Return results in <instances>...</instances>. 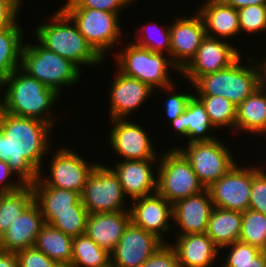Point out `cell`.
<instances>
[{"label": "cell", "mask_w": 266, "mask_h": 267, "mask_svg": "<svg viewBox=\"0 0 266 267\" xmlns=\"http://www.w3.org/2000/svg\"><path fill=\"white\" fill-rule=\"evenodd\" d=\"M214 204L208 189L199 194L180 199L173 204V222L178 233L185 235L194 233H206Z\"/></svg>", "instance_id": "ffe728a7"}, {"label": "cell", "mask_w": 266, "mask_h": 267, "mask_svg": "<svg viewBox=\"0 0 266 267\" xmlns=\"http://www.w3.org/2000/svg\"><path fill=\"white\" fill-rule=\"evenodd\" d=\"M193 14L176 17L170 24V58L180 71L195 56L206 36L201 16L196 10ZM188 16V17H187ZM176 19V20H175Z\"/></svg>", "instance_id": "e0dca14e"}, {"label": "cell", "mask_w": 266, "mask_h": 267, "mask_svg": "<svg viewBox=\"0 0 266 267\" xmlns=\"http://www.w3.org/2000/svg\"><path fill=\"white\" fill-rule=\"evenodd\" d=\"M255 58L241 55L227 68L200 76L192 84L194 95L222 96L238 106L261 86V67Z\"/></svg>", "instance_id": "277c9868"}, {"label": "cell", "mask_w": 266, "mask_h": 267, "mask_svg": "<svg viewBox=\"0 0 266 267\" xmlns=\"http://www.w3.org/2000/svg\"><path fill=\"white\" fill-rule=\"evenodd\" d=\"M132 201L128 202L131 203L129 206L131 223L154 234L164 243H170L167 238H170V229L172 230L173 204L157 192Z\"/></svg>", "instance_id": "2e32d148"}, {"label": "cell", "mask_w": 266, "mask_h": 267, "mask_svg": "<svg viewBox=\"0 0 266 267\" xmlns=\"http://www.w3.org/2000/svg\"><path fill=\"white\" fill-rule=\"evenodd\" d=\"M251 186L252 163L243 166L238 161L208 190L214 207L244 212L249 209Z\"/></svg>", "instance_id": "5bb4252c"}, {"label": "cell", "mask_w": 266, "mask_h": 267, "mask_svg": "<svg viewBox=\"0 0 266 267\" xmlns=\"http://www.w3.org/2000/svg\"><path fill=\"white\" fill-rule=\"evenodd\" d=\"M53 267H73L70 263H56Z\"/></svg>", "instance_id": "681fc988"}, {"label": "cell", "mask_w": 266, "mask_h": 267, "mask_svg": "<svg viewBox=\"0 0 266 267\" xmlns=\"http://www.w3.org/2000/svg\"><path fill=\"white\" fill-rule=\"evenodd\" d=\"M44 225L40 207L33 201L0 236V250L17 253L34 247Z\"/></svg>", "instance_id": "44dd1931"}, {"label": "cell", "mask_w": 266, "mask_h": 267, "mask_svg": "<svg viewBox=\"0 0 266 267\" xmlns=\"http://www.w3.org/2000/svg\"><path fill=\"white\" fill-rule=\"evenodd\" d=\"M0 267H18L16 252L0 250Z\"/></svg>", "instance_id": "bcb514c9"}, {"label": "cell", "mask_w": 266, "mask_h": 267, "mask_svg": "<svg viewBox=\"0 0 266 267\" xmlns=\"http://www.w3.org/2000/svg\"><path fill=\"white\" fill-rule=\"evenodd\" d=\"M61 9L73 20L78 31L104 60H108L110 53L122 45L124 28L121 26L123 23H120V14L90 8Z\"/></svg>", "instance_id": "52a82bcc"}, {"label": "cell", "mask_w": 266, "mask_h": 267, "mask_svg": "<svg viewBox=\"0 0 266 267\" xmlns=\"http://www.w3.org/2000/svg\"><path fill=\"white\" fill-rule=\"evenodd\" d=\"M16 255L18 267H53L56 264L35 246L20 250Z\"/></svg>", "instance_id": "7bdbcfd3"}, {"label": "cell", "mask_w": 266, "mask_h": 267, "mask_svg": "<svg viewBox=\"0 0 266 267\" xmlns=\"http://www.w3.org/2000/svg\"><path fill=\"white\" fill-rule=\"evenodd\" d=\"M240 242L250 244L266 251V215L247 209L242 212Z\"/></svg>", "instance_id": "d590c367"}, {"label": "cell", "mask_w": 266, "mask_h": 267, "mask_svg": "<svg viewBox=\"0 0 266 267\" xmlns=\"http://www.w3.org/2000/svg\"><path fill=\"white\" fill-rule=\"evenodd\" d=\"M35 27V38L48 50L82 67H102L106 62L78 31L73 20L61 9Z\"/></svg>", "instance_id": "3957f363"}, {"label": "cell", "mask_w": 266, "mask_h": 267, "mask_svg": "<svg viewBox=\"0 0 266 267\" xmlns=\"http://www.w3.org/2000/svg\"><path fill=\"white\" fill-rule=\"evenodd\" d=\"M110 132L108 134L109 147L117 157L124 160H146L159 159L160 151L152 143L149 132L137 121L132 119H113L108 120ZM158 154V155H157Z\"/></svg>", "instance_id": "7c38bea8"}, {"label": "cell", "mask_w": 266, "mask_h": 267, "mask_svg": "<svg viewBox=\"0 0 266 267\" xmlns=\"http://www.w3.org/2000/svg\"><path fill=\"white\" fill-rule=\"evenodd\" d=\"M23 0H0V29L12 26L21 17ZM22 7V8H21Z\"/></svg>", "instance_id": "ee69618b"}, {"label": "cell", "mask_w": 266, "mask_h": 267, "mask_svg": "<svg viewBox=\"0 0 266 267\" xmlns=\"http://www.w3.org/2000/svg\"><path fill=\"white\" fill-rule=\"evenodd\" d=\"M224 4L232 6L236 10L252 5H266V0H221Z\"/></svg>", "instance_id": "7dc6e473"}, {"label": "cell", "mask_w": 266, "mask_h": 267, "mask_svg": "<svg viewBox=\"0 0 266 267\" xmlns=\"http://www.w3.org/2000/svg\"><path fill=\"white\" fill-rule=\"evenodd\" d=\"M34 39L33 44L24 42L20 69L46 87L54 89L59 95L64 88L76 86L84 73L74 63L48 50Z\"/></svg>", "instance_id": "5b68a950"}, {"label": "cell", "mask_w": 266, "mask_h": 267, "mask_svg": "<svg viewBox=\"0 0 266 267\" xmlns=\"http://www.w3.org/2000/svg\"><path fill=\"white\" fill-rule=\"evenodd\" d=\"M130 42V43H129ZM125 47L113 53L116 66L123 74L137 78L149 85L154 92L174 84L172 72L180 75V69L172 62L169 55L152 52L129 41ZM122 49V50H121ZM171 70V71H170ZM173 70V71H172ZM171 72V74H169ZM173 82V83H172ZM158 90V91H157Z\"/></svg>", "instance_id": "8992f818"}, {"label": "cell", "mask_w": 266, "mask_h": 267, "mask_svg": "<svg viewBox=\"0 0 266 267\" xmlns=\"http://www.w3.org/2000/svg\"><path fill=\"white\" fill-rule=\"evenodd\" d=\"M33 201L31 184H25L14 192H0V236Z\"/></svg>", "instance_id": "4dcf8cb0"}, {"label": "cell", "mask_w": 266, "mask_h": 267, "mask_svg": "<svg viewBox=\"0 0 266 267\" xmlns=\"http://www.w3.org/2000/svg\"><path fill=\"white\" fill-rule=\"evenodd\" d=\"M205 106L212 125L217 129H229L235 134L237 105L222 96L195 95ZM232 131V132H231Z\"/></svg>", "instance_id": "d6a6232c"}, {"label": "cell", "mask_w": 266, "mask_h": 267, "mask_svg": "<svg viewBox=\"0 0 266 267\" xmlns=\"http://www.w3.org/2000/svg\"><path fill=\"white\" fill-rule=\"evenodd\" d=\"M240 47L233 42L206 35L195 56L180 71V76L191 86L200 76L225 69L234 63L242 55Z\"/></svg>", "instance_id": "4fadbf2b"}, {"label": "cell", "mask_w": 266, "mask_h": 267, "mask_svg": "<svg viewBox=\"0 0 266 267\" xmlns=\"http://www.w3.org/2000/svg\"><path fill=\"white\" fill-rule=\"evenodd\" d=\"M54 146L50 148V153L48 152V154L52 155L51 160L50 158L48 160L50 162L47 164L49 169V171H46L47 175L46 172L44 173L43 170H40L38 178L31 185H48L55 188L76 191L81 195L87 178L97 165V161L87 162L89 160L83 158L84 156H80V153L75 151V149L71 150L66 146L55 149Z\"/></svg>", "instance_id": "9c48e42d"}, {"label": "cell", "mask_w": 266, "mask_h": 267, "mask_svg": "<svg viewBox=\"0 0 266 267\" xmlns=\"http://www.w3.org/2000/svg\"><path fill=\"white\" fill-rule=\"evenodd\" d=\"M45 224L61 230L71 237L85 234L89 213L74 211L65 213H42Z\"/></svg>", "instance_id": "8d00e7d4"}, {"label": "cell", "mask_w": 266, "mask_h": 267, "mask_svg": "<svg viewBox=\"0 0 266 267\" xmlns=\"http://www.w3.org/2000/svg\"><path fill=\"white\" fill-rule=\"evenodd\" d=\"M115 70L109 86L108 120L128 119L156 93L137 78L129 77L118 69Z\"/></svg>", "instance_id": "9a60e30c"}, {"label": "cell", "mask_w": 266, "mask_h": 267, "mask_svg": "<svg viewBox=\"0 0 266 267\" xmlns=\"http://www.w3.org/2000/svg\"><path fill=\"white\" fill-rule=\"evenodd\" d=\"M111 263L110 253L96 244L86 234L73 237V267H105Z\"/></svg>", "instance_id": "1f68e13d"}, {"label": "cell", "mask_w": 266, "mask_h": 267, "mask_svg": "<svg viewBox=\"0 0 266 267\" xmlns=\"http://www.w3.org/2000/svg\"><path fill=\"white\" fill-rule=\"evenodd\" d=\"M189 161L193 171L205 189L225 175L236 163L235 154L230 144L218 137L212 141L191 142L179 148L174 145Z\"/></svg>", "instance_id": "30bf717a"}, {"label": "cell", "mask_w": 266, "mask_h": 267, "mask_svg": "<svg viewBox=\"0 0 266 267\" xmlns=\"http://www.w3.org/2000/svg\"><path fill=\"white\" fill-rule=\"evenodd\" d=\"M34 192V201L42 213H65L87 211L81 196L76 191L55 188L48 185H31Z\"/></svg>", "instance_id": "4316f807"}, {"label": "cell", "mask_w": 266, "mask_h": 267, "mask_svg": "<svg viewBox=\"0 0 266 267\" xmlns=\"http://www.w3.org/2000/svg\"><path fill=\"white\" fill-rule=\"evenodd\" d=\"M259 65L261 67V86L266 90V55L260 56Z\"/></svg>", "instance_id": "c3c4849f"}, {"label": "cell", "mask_w": 266, "mask_h": 267, "mask_svg": "<svg viewBox=\"0 0 266 267\" xmlns=\"http://www.w3.org/2000/svg\"><path fill=\"white\" fill-rule=\"evenodd\" d=\"M168 125L173 127V136L180 141L187 138L186 143L212 141L217 138L214 133L218 130L212 125L205 106L195 95L188 101L184 112Z\"/></svg>", "instance_id": "7402d4cb"}, {"label": "cell", "mask_w": 266, "mask_h": 267, "mask_svg": "<svg viewBox=\"0 0 266 267\" xmlns=\"http://www.w3.org/2000/svg\"><path fill=\"white\" fill-rule=\"evenodd\" d=\"M252 163V186L250 191L249 209L266 215V162L263 166Z\"/></svg>", "instance_id": "ab89813d"}, {"label": "cell", "mask_w": 266, "mask_h": 267, "mask_svg": "<svg viewBox=\"0 0 266 267\" xmlns=\"http://www.w3.org/2000/svg\"><path fill=\"white\" fill-rule=\"evenodd\" d=\"M196 10L201 16L206 35L213 38L232 41L241 35L238 11L221 0H203Z\"/></svg>", "instance_id": "cb8c5ba5"}, {"label": "cell", "mask_w": 266, "mask_h": 267, "mask_svg": "<svg viewBox=\"0 0 266 267\" xmlns=\"http://www.w3.org/2000/svg\"><path fill=\"white\" fill-rule=\"evenodd\" d=\"M237 11L239 28L242 35L255 36L258 34L259 38L262 33L266 34V5L246 6Z\"/></svg>", "instance_id": "74e56055"}, {"label": "cell", "mask_w": 266, "mask_h": 267, "mask_svg": "<svg viewBox=\"0 0 266 267\" xmlns=\"http://www.w3.org/2000/svg\"><path fill=\"white\" fill-rule=\"evenodd\" d=\"M157 165L158 159L117 160L111 168L118 176L127 199L132 201L156 193Z\"/></svg>", "instance_id": "d6986e66"}, {"label": "cell", "mask_w": 266, "mask_h": 267, "mask_svg": "<svg viewBox=\"0 0 266 267\" xmlns=\"http://www.w3.org/2000/svg\"><path fill=\"white\" fill-rule=\"evenodd\" d=\"M130 223L129 210L89 214L85 234L111 253Z\"/></svg>", "instance_id": "d4e9b609"}, {"label": "cell", "mask_w": 266, "mask_h": 267, "mask_svg": "<svg viewBox=\"0 0 266 267\" xmlns=\"http://www.w3.org/2000/svg\"><path fill=\"white\" fill-rule=\"evenodd\" d=\"M0 132H1V109H0Z\"/></svg>", "instance_id": "f907efd6"}, {"label": "cell", "mask_w": 266, "mask_h": 267, "mask_svg": "<svg viewBox=\"0 0 266 267\" xmlns=\"http://www.w3.org/2000/svg\"><path fill=\"white\" fill-rule=\"evenodd\" d=\"M13 177L16 179L14 180ZM24 185L25 183L16 176L10 166L6 162L0 161V192H14Z\"/></svg>", "instance_id": "f6af8a7d"}, {"label": "cell", "mask_w": 266, "mask_h": 267, "mask_svg": "<svg viewBox=\"0 0 266 267\" xmlns=\"http://www.w3.org/2000/svg\"><path fill=\"white\" fill-rule=\"evenodd\" d=\"M21 26L18 19L12 26L0 29V82L20 68L21 50L25 41V32Z\"/></svg>", "instance_id": "f1b7e54d"}, {"label": "cell", "mask_w": 266, "mask_h": 267, "mask_svg": "<svg viewBox=\"0 0 266 267\" xmlns=\"http://www.w3.org/2000/svg\"><path fill=\"white\" fill-rule=\"evenodd\" d=\"M73 237L45 224L37 235L35 247L56 263L72 262Z\"/></svg>", "instance_id": "f546056e"}, {"label": "cell", "mask_w": 266, "mask_h": 267, "mask_svg": "<svg viewBox=\"0 0 266 267\" xmlns=\"http://www.w3.org/2000/svg\"><path fill=\"white\" fill-rule=\"evenodd\" d=\"M175 240L170 245L176 252L180 267H213L218 264L219 255L222 256L206 233L176 235Z\"/></svg>", "instance_id": "603a6c76"}, {"label": "cell", "mask_w": 266, "mask_h": 267, "mask_svg": "<svg viewBox=\"0 0 266 267\" xmlns=\"http://www.w3.org/2000/svg\"><path fill=\"white\" fill-rule=\"evenodd\" d=\"M177 88L178 87L176 86V83H174L169 87L161 89L163 93L165 92L164 96H167V98L165 96L164 103L161 104V107L164 106L163 110L165 111L164 114L166 115V124H168V122H172L184 112L188 101L194 95V91L192 89L189 92H184L183 90L178 92Z\"/></svg>", "instance_id": "f35d334b"}, {"label": "cell", "mask_w": 266, "mask_h": 267, "mask_svg": "<svg viewBox=\"0 0 266 267\" xmlns=\"http://www.w3.org/2000/svg\"><path fill=\"white\" fill-rule=\"evenodd\" d=\"M238 132L259 138L266 134V90L262 86L237 106L235 134Z\"/></svg>", "instance_id": "484cf974"}, {"label": "cell", "mask_w": 266, "mask_h": 267, "mask_svg": "<svg viewBox=\"0 0 266 267\" xmlns=\"http://www.w3.org/2000/svg\"><path fill=\"white\" fill-rule=\"evenodd\" d=\"M135 30L133 43L148 48L152 52L170 54V24L165 26L149 21L146 25L136 26Z\"/></svg>", "instance_id": "e575fe53"}, {"label": "cell", "mask_w": 266, "mask_h": 267, "mask_svg": "<svg viewBox=\"0 0 266 267\" xmlns=\"http://www.w3.org/2000/svg\"><path fill=\"white\" fill-rule=\"evenodd\" d=\"M137 0H66L60 8H90L122 15V11L134 5Z\"/></svg>", "instance_id": "60d3db41"}, {"label": "cell", "mask_w": 266, "mask_h": 267, "mask_svg": "<svg viewBox=\"0 0 266 267\" xmlns=\"http://www.w3.org/2000/svg\"><path fill=\"white\" fill-rule=\"evenodd\" d=\"M140 267H180L175 250L170 243L159 247Z\"/></svg>", "instance_id": "b9f144b4"}, {"label": "cell", "mask_w": 266, "mask_h": 267, "mask_svg": "<svg viewBox=\"0 0 266 267\" xmlns=\"http://www.w3.org/2000/svg\"><path fill=\"white\" fill-rule=\"evenodd\" d=\"M52 130L44 121L1 110L0 161L6 162L25 184L34 183L39 171L45 169L44 159L48 160L54 144Z\"/></svg>", "instance_id": "6da1fadb"}, {"label": "cell", "mask_w": 266, "mask_h": 267, "mask_svg": "<svg viewBox=\"0 0 266 267\" xmlns=\"http://www.w3.org/2000/svg\"><path fill=\"white\" fill-rule=\"evenodd\" d=\"M157 166L156 192L172 204L205 189L189 161L177 148L164 150V153L160 151Z\"/></svg>", "instance_id": "ba28073f"}, {"label": "cell", "mask_w": 266, "mask_h": 267, "mask_svg": "<svg viewBox=\"0 0 266 267\" xmlns=\"http://www.w3.org/2000/svg\"><path fill=\"white\" fill-rule=\"evenodd\" d=\"M80 196L89 214L126 211L130 206L118 176L109 164L100 161L88 176Z\"/></svg>", "instance_id": "8fae6325"}, {"label": "cell", "mask_w": 266, "mask_h": 267, "mask_svg": "<svg viewBox=\"0 0 266 267\" xmlns=\"http://www.w3.org/2000/svg\"><path fill=\"white\" fill-rule=\"evenodd\" d=\"M59 98L61 95L54 89L46 87L20 68L0 82V109L3 112L44 121L53 128L62 117L55 113Z\"/></svg>", "instance_id": "7a4b0ae2"}, {"label": "cell", "mask_w": 266, "mask_h": 267, "mask_svg": "<svg viewBox=\"0 0 266 267\" xmlns=\"http://www.w3.org/2000/svg\"><path fill=\"white\" fill-rule=\"evenodd\" d=\"M105 267H114V266L110 263L109 265H107Z\"/></svg>", "instance_id": "816d5d0a"}, {"label": "cell", "mask_w": 266, "mask_h": 267, "mask_svg": "<svg viewBox=\"0 0 266 267\" xmlns=\"http://www.w3.org/2000/svg\"><path fill=\"white\" fill-rule=\"evenodd\" d=\"M242 212L214 207L208 221L206 234L221 250L239 240Z\"/></svg>", "instance_id": "83f0119b"}, {"label": "cell", "mask_w": 266, "mask_h": 267, "mask_svg": "<svg viewBox=\"0 0 266 267\" xmlns=\"http://www.w3.org/2000/svg\"><path fill=\"white\" fill-rule=\"evenodd\" d=\"M222 250H226V254L220 267H266V251L250 244L236 241Z\"/></svg>", "instance_id": "836d02e7"}, {"label": "cell", "mask_w": 266, "mask_h": 267, "mask_svg": "<svg viewBox=\"0 0 266 267\" xmlns=\"http://www.w3.org/2000/svg\"><path fill=\"white\" fill-rule=\"evenodd\" d=\"M164 242L130 223L110 253L114 267H140Z\"/></svg>", "instance_id": "ac0fdd59"}]
</instances>
